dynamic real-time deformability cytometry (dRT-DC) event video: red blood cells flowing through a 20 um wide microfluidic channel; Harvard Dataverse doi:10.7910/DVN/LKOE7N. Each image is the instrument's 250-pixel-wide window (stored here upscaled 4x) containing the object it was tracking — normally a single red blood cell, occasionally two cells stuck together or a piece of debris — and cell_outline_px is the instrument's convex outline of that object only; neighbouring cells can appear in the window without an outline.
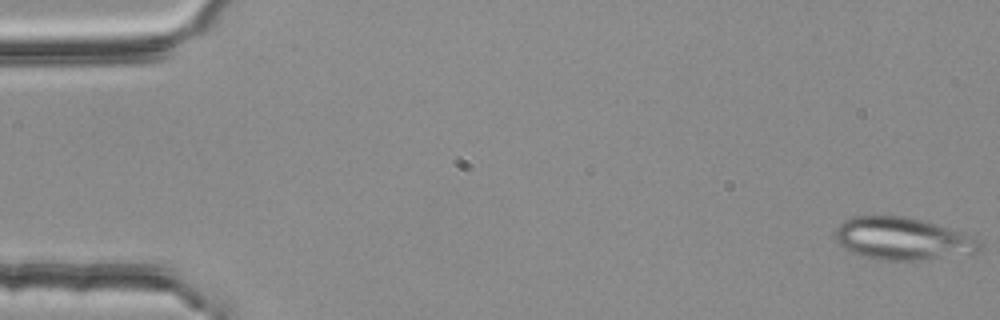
{"species": "common noctule bat (a hibernating species)", "species_latin": "Nyctalus noctula", "temperature_condition": "room temperature", "stored_images_in_passage": 3, "camera_frame_rate_fps": 3000, "um_per_image_px": 0.085, "animal": {"sex": "female", "body_mass_g": 25.1}, "frame": {"image": 1, "passage_image": 1, "time_ms": 0.0, "image_size_px": [1000, 320], "cell_outline_px": [[984, 248], [980, 252], [972, 256], [916, 260], [876, 260], [860, 256], [844, 248], [836, 240], [836, 228], [844, 220], [852, 216], [908, 216], [964, 232], [980, 240]], "centroid_in_image_um": [76.82, 20.31], "position_along_channel_um": 8.2, "area_um2": 36.59}}